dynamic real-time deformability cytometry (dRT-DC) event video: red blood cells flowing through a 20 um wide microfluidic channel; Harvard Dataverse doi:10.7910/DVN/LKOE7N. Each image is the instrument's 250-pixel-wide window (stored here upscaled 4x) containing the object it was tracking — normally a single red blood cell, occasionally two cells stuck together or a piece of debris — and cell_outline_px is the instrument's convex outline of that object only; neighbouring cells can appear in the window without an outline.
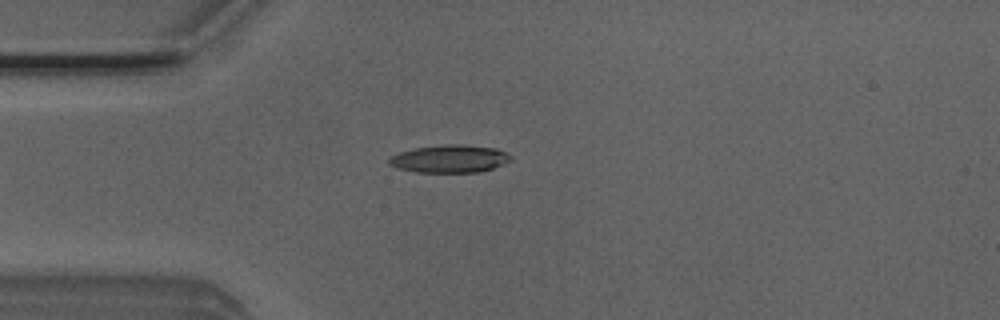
{"species": "Egyptian fruit bat (a non-hibernating species)", "species_latin": "Rousettus aegyptiacus", "temperature_condition": "room temperature", "stored_images_in_passage": 11, "camera_frame_rate_fps": 3000, "um_per_image_px": 0.085, "animal": {"sex": "male"}, "frame": {"image": 1, "passage_image": 1, "time_ms": 0.0, "image_size_px": [1000, 320], "cell_outline_px": [[512, 156], [508, 160], [492, 168], [480, 172], [416, 172], [396, 168], [388, 164], [388, 160], [392, 156], [400, 152], [416, 148], [444, 144], [460, 144], [496, 148]], "centroid_in_image_um": [38.17, 13.49], "position_along_channel_um": 46.8, "area_um2": 19.42}}
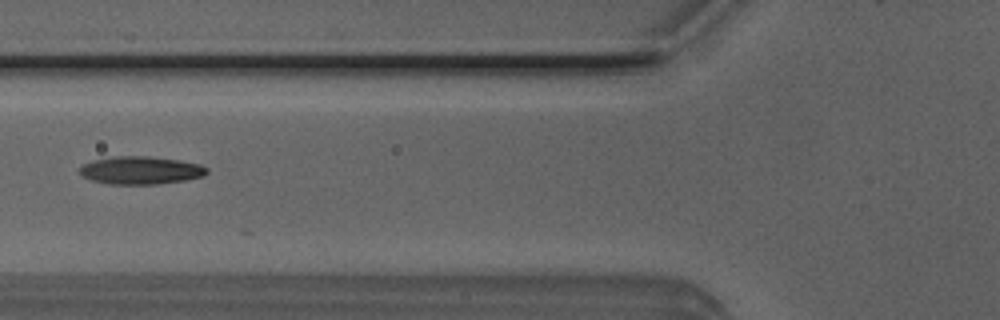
{"frame": {"image": 2, "passage_image": 7, "time_ms": 2.0, "image_size_px": [1000, 320], "cell_outline_px": [[208, 172], [204, 176], [184, 180], [156, 184], [108, 184], [92, 180], [80, 176], [80, 164], [92, 160], [116, 156], [148, 156], [180, 160], [200, 164], [208, 168]], "centroid_in_image_um": [11.93, 14.47], "position_along_channel_um": 113.9, "area_um2": 20.81}}